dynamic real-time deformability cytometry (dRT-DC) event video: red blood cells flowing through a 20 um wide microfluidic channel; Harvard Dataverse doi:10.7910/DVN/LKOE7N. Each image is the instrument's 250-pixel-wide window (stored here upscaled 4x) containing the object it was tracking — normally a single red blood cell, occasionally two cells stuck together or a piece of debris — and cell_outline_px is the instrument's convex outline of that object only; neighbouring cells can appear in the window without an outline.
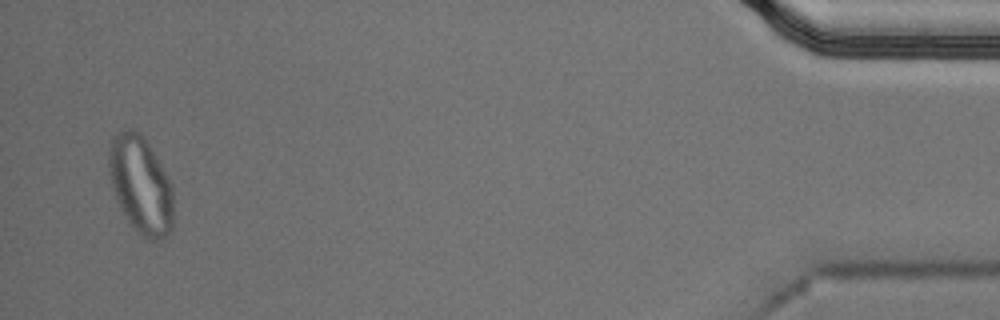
{"species": "Egyptian fruit bat (a non-hibernating species)", "species_latin": "Rousettus aegyptiacus", "temperature_condition": "cold", "stored_images_in_passage": 50, "segment_of_instrument_passage": [2, 2], "camera_frame_rate_fps": 3000, "um_per_image_px": 0.085, "animal": {"sex": "male"}, "frame": {"image": 1, "passage_image": 49, "time_ms": 16.0, "image_size_px": [1000, 320], "cell_outline_px": [[172, 228], [164, 236], [156, 240], [148, 240], [128, 220], [112, 188], [108, 164], [108, 148], [112, 136], [128, 128], [132, 128], [144, 136], [168, 176], [172, 184]], "centroid_in_image_um": [11.95, 15.64], "position_along_channel_um": 423.2, "area_um2": 36.18}}